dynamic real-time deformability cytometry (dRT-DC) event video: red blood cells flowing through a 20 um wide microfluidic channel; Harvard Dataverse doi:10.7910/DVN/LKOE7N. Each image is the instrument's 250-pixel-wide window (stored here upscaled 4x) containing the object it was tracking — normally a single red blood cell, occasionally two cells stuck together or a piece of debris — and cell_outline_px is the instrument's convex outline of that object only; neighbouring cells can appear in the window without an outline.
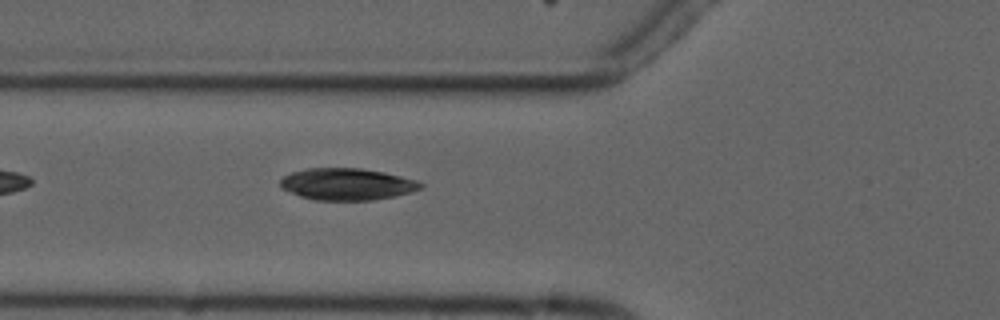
{"species": "common noctule bat (a hibernating species)", "species_latin": "Nyctalus noctula", "temperature_condition": "cold", "stored_images_in_passage": 8, "camera_frame_rate_fps": 3000, "um_per_image_px": 0.085, "animal": {"sex": "male", "forearm_length_mm": 52.5}, "frame": {"image": 1, "passage_image": 8, "time_ms": 9.0, "image_size_px": [1000, 320], "cell_outline_px": [[424, 188], [412, 192], [396, 196], [372, 200], [316, 200], [300, 196], [280, 188], [280, 180], [284, 176], [292, 172], [308, 168], [360, 168], [384, 172], [416, 180], [424, 184]], "centroid_in_image_um": [29.52, 15.65], "position_along_channel_um": 96.3, "area_um2": 26.13}}